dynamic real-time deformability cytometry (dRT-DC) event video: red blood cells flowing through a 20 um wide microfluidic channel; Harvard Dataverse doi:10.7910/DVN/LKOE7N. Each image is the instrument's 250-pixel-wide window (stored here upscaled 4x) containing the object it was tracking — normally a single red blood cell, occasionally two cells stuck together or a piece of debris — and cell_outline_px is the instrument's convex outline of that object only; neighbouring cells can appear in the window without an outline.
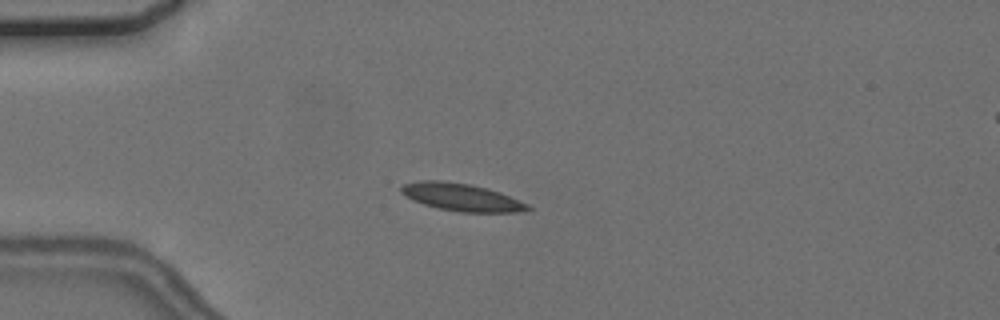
{"species": "common noctule bat (a hibernating species)", "species_latin": "Nyctalus noctula", "temperature_condition": "cold", "stored_images_in_passage": 5, "camera_frame_rate_fps": 3000, "um_per_image_px": 0.085, "animal": {"sex": "female", "body_mass_g": 24.6, "forearm_length_mm": 56.2}, "frame": {"image": 1, "passage_image": 4, "time_ms": 4.0, "image_size_px": [1000, 320], "cell_outline_px": [[532, 208], [516, 212], [460, 212], [440, 208], [424, 204], [412, 200], [400, 192], [400, 188], [404, 184], [420, 180], [440, 180], [468, 184], [488, 188], [500, 192], [528, 204]], "centroid_in_image_um": [39.21, 16.75], "position_along_channel_um": 45.8, "area_um2": 20.11}}